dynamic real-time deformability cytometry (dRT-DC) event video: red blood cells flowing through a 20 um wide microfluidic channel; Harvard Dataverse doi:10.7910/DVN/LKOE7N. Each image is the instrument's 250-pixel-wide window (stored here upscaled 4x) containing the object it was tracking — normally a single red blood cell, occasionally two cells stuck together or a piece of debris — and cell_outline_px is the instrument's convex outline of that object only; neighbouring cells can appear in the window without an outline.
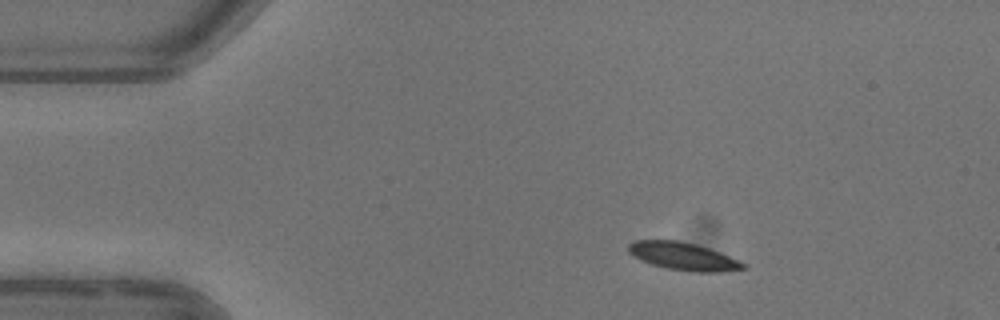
{"species": "common noctule bat (a hibernating species)", "species_latin": "Nyctalus noctula", "temperature_condition": "warm", "stored_images_in_passage": 4, "segment_of_instrument_passage": [1, 2], "camera_frame_rate_fps": 3000, "um_per_image_px": 0.085, "animal": {"sex": "female"}, "frame": {"image": 1, "passage_image": 1, "time_ms": 0.0, "image_size_px": [1000, 320], "cell_outline_px": [[748, 268], [720, 272], [688, 272], [664, 268], [640, 260], [628, 252], [628, 244], [636, 240], [676, 240], [696, 244], [720, 252], [748, 264]], "centroid_in_image_um": [58.1, 21.8], "position_along_channel_um": 26.9, "area_um2": 18.79}}
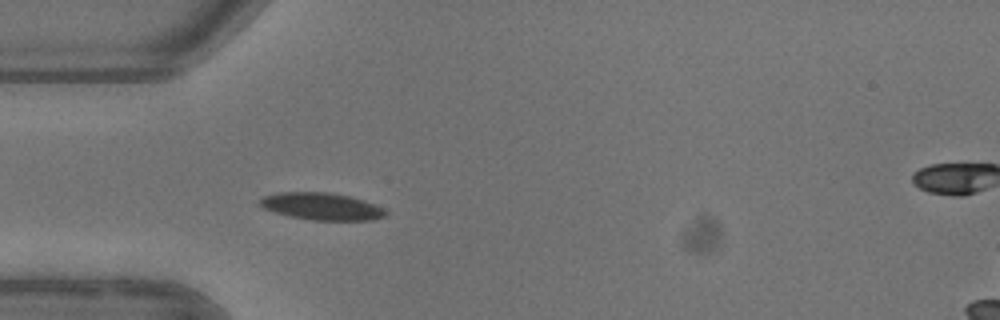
{"frame": {"image": 2, "passage_image": 3, "time_ms": 2.333, "image_size_px": [1000, 320], "cell_outline_px": [[388, 212], [384, 216], [372, 220], [312, 220], [288, 216], [264, 208], [260, 204], [260, 200], [264, 196], [280, 192], [328, 192], [348, 196], [364, 200], [384, 208]], "centroid_in_image_um": [27.36, 17.54], "position_along_channel_um": 57.6, "area_um2": 19.77}}